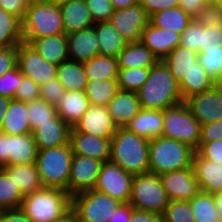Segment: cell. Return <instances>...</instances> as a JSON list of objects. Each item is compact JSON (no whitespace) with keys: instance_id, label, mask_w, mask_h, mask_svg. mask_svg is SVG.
I'll return each instance as SVG.
<instances>
[{"instance_id":"cell-1","label":"cell","mask_w":222,"mask_h":222,"mask_svg":"<svg viewBox=\"0 0 222 222\" xmlns=\"http://www.w3.org/2000/svg\"><path fill=\"white\" fill-rule=\"evenodd\" d=\"M143 109L164 110L184 102L179 84L162 60L150 68L148 79L137 91Z\"/></svg>"},{"instance_id":"cell-2","label":"cell","mask_w":222,"mask_h":222,"mask_svg":"<svg viewBox=\"0 0 222 222\" xmlns=\"http://www.w3.org/2000/svg\"><path fill=\"white\" fill-rule=\"evenodd\" d=\"M149 142L127 128H117L111 138L110 161L126 172L139 175L149 172Z\"/></svg>"},{"instance_id":"cell-3","label":"cell","mask_w":222,"mask_h":222,"mask_svg":"<svg viewBox=\"0 0 222 222\" xmlns=\"http://www.w3.org/2000/svg\"><path fill=\"white\" fill-rule=\"evenodd\" d=\"M72 209V196L65 190L42 187L26 195L20 210L32 222H54Z\"/></svg>"},{"instance_id":"cell-4","label":"cell","mask_w":222,"mask_h":222,"mask_svg":"<svg viewBox=\"0 0 222 222\" xmlns=\"http://www.w3.org/2000/svg\"><path fill=\"white\" fill-rule=\"evenodd\" d=\"M195 150L178 140L159 136L149 142V172L157 175L192 167Z\"/></svg>"},{"instance_id":"cell-5","label":"cell","mask_w":222,"mask_h":222,"mask_svg":"<svg viewBox=\"0 0 222 222\" xmlns=\"http://www.w3.org/2000/svg\"><path fill=\"white\" fill-rule=\"evenodd\" d=\"M73 152L70 144L38 150L36 167L43 187L68 192Z\"/></svg>"},{"instance_id":"cell-6","label":"cell","mask_w":222,"mask_h":222,"mask_svg":"<svg viewBox=\"0 0 222 222\" xmlns=\"http://www.w3.org/2000/svg\"><path fill=\"white\" fill-rule=\"evenodd\" d=\"M24 40H35L65 33L59 6L43 2L29 3L22 19Z\"/></svg>"},{"instance_id":"cell-7","label":"cell","mask_w":222,"mask_h":222,"mask_svg":"<svg viewBox=\"0 0 222 222\" xmlns=\"http://www.w3.org/2000/svg\"><path fill=\"white\" fill-rule=\"evenodd\" d=\"M169 201L159 175L151 172L134 175L129 203L136 210L162 216Z\"/></svg>"},{"instance_id":"cell-8","label":"cell","mask_w":222,"mask_h":222,"mask_svg":"<svg viewBox=\"0 0 222 222\" xmlns=\"http://www.w3.org/2000/svg\"><path fill=\"white\" fill-rule=\"evenodd\" d=\"M162 136L199 148L201 125L184 102L163 110Z\"/></svg>"},{"instance_id":"cell-9","label":"cell","mask_w":222,"mask_h":222,"mask_svg":"<svg viewBox=\"0 0 222 222\" xmlns=\"http://www.w3.org/2000/svg\"><path fill=\"white\" fill-rule=\"evenodd\" d=\"M120 204L108 194L94 189L72 196V210L79 222H108Z\"/></svg>"},{"instance_id":"cell-10","label":"cell","mask_w":222,"mask_h":222,"mask_svg":"<svg viewBox=\"0 0 222 222\" xmlns=\"http://www.w3.org/2000/svg\"><path fill=\"white\" fill-rule=\"evenodd\" d=\"M37 153L33 133L9 135L0 131V168L35 163Z\"/></svg>"},{"instance_id":"cell-11","label":"cell","mask_w":222,"mask_h":222,"mask_svg":"<svg viewBox=\"0 0 222 222\" xmlns=\"http://www.w3.org/2000/svg\"><path fill=\"white\" fill-rule=\"evenodd\" d=\"M134 175L111 161L102 164L94 190L108 194L121 203H129Z\"/></svg>"},{"instance_id":"cell-12","label":"cell","mask_w":222,"mask_h":222,"mask_svg":"<svg viewBox=\"0 0 222 222\" xmlns=\"http://www.w3.org/2000/svg\"><path fill=\"white\" fill-rule=\"evenodd\" d=\"M17 66L22 75L30 77L39 86L57 78L58 65L43 59L28 43L21 42L17 46Z\"/></svg>"},{"instance_id":"cell-13","label":"cell","mask_w":222,"mask_h":222,"mask_svg":"<svg viewBox=\"0 0 222 222\" xmlns=\"http://www.w3.org/2000/svg\"><path fill=\"white\" fill-rule=\"evenodd\" d=\"M149 15L140 3L114 10L109 22L118 30L127 43L139 42L142 31L149 24Z\"/></svg>"},{"instance_id":"cell-14","label":"cell","mask_w":222,"mask_h":222,"mask_svg":"<svg viewBox=\"0 0 222 222\" xmlns=\"http://www.w3.org/2000/svg\"><path fill=\"white\" fill-rule=\"evenodd\" d=\"M104 162L94 158L73 154L71 172L68 183V193L92 190Z\"/></svg>"},{"instance_id":"cell-15","label":"cell","mask_w":222,"mask_h":222,"mask_svg":"<svg viewBox=\"0 0 222 222\" xmlns=\"http://www.w3.org/2000/svg\"><path fill=\"white\" fill-rule=\"evenodd\" d=\"M184 103L200 125L222 120V94L214 88L192 95Z\"/></svg>"},{"instance_id":"cell-16","label":"cell","mask_w":222,"mask_h":222,"mask_svg":"<svg viewBox=\"0 0 222 222\" xmlns=\"http://www.w3.org/2000/svg\"><path fill=\"white\" fill-rule=\"evenodd\" d=\"M159 178L170 200L189 201L200 191L193 167L166 172Z\"/></svg>"},{"instance_id":"cell-17","label":"cell","mask_w":222,"mask_h":222,"mask_svg":"<svg viewBox=\"0 0 222 222\" xmlns=\"http://www.w3.org/2000/svg\"><path fill=\"white\" fill-rule=\"evenodd\" d=\"M117 130L108 108L91 105L70 131H79L102 138H112Z\"/></svg>"},{"instance_id":"cell-18","label":"cell","mask_w":222,"mask_h":222,"mask_svg":"<svg viewBox=\"0 0 222 222\" xmlns=\"http://www.w3.org/2000/svg\"><path fill=\"white\" fill-rule=\"evenodd\" d=\"M69 144L73 154L110 161L111 138H102L79 131H70Z\"/></svg>"},{"instance_id":"cell-19","label":"cell","mask_w":222,"mask_h":222,"mask_svg":"<svg viewBox=\"0 0 222 222\" xmlns=\"http://www.w3.org/2000/svg\"><path fill=\"white\" fill-rule=\"evenodd\" d=\"M180 38L181 34L167 29H160L149 22L142 31L140 41L160 61L180 44Z\"/></svg>"},{"instance_id":"cell-20","label":"cell","mask_w":222,"mask_h":222,"mask_svg":"<svg viewBox=\"0 0 222 222\" xmlns=\"http://www.w3.org/2000/svg\"><path fill=\"white\" fill-rule=\"evenodd\" d=\"M108 112L117 128H126L142 109L137 92L118 90L107 105Z\"/></svg>"},{"instance_id":"cell-21","label":"cell","mask_w":222,"mask_h":222,"mask_svg":"<svg viewBox=\"0 0 222 222\" xmlns=\"http://www.w3.org/2000/svg\"><path fill=\"white\" fill-rule=\"evenodd\" d=\"M69 59L84 63L99 55V41L94 26L67 35Z\"/></svg>"},{"instance_id":"cell-22","label":"cell","mask_w":222,"mask_h":222,"mask_svg":"<svg viewBox=\"0 0 222 222\" xmlns=\"http://www.w3.org/2000/svg\"><path fill=\"white\" fill-rule=\"evenodd\" d=\"M192 167L200 191L210 194L222 191L221 164L205 159L195 151Z\"/></svg>"},{"instance_id":"cell-23","label":"cell","mask_w":222,"mask_h":222,"mask_svg":"<svg viewBox=\"0 0 222 222\" xmlns=\"http://www.w3.org/2000/svg\"><path fill=\"white\" fill-rule=\"evenodd\" d=\"M71 127L59 116L51 123L40 124L33 132L38 150L54 148L69 143Z\"/></svg>"},{"instance_id":"cell-24","label":"cell","mask_w":222,"mask_h":222,"mask_svg":"<svg viewBox=\"0 0 222 222\" xmlns=\"http://www.w3.org/2000/svg\"><path fill=\"white\" fill-rule=\"evenodd\" d=\"M46 61L60 65L69 59L67 35L61 33L48 37L38 38L35 40H24Z\"/></svg>"},{"instance_id":"cell-25","label":"cell","mask_w":222,"mask_h":222,"mask_svg":"<svg viewBox=\"0 0 222 222\" xmlns=\"http://www.w3.org/2000/svg\"><path fill=\"white\" fill-rule=\"evenodd\" d=\"M65 34L94 26V21L85 0H75L59 6Z\"/></svg>"},{"instance_id":"cell-26","label":"cell","mask_w":222,"mask_h":222,"mask_svg":"<svg viewBox=\"0 0 222 222\" xmlns=\"http://www.w3.org/2000/svg\"><path fill=\"white\" fill-rule=\"evenodd\" d=\"M89 106V99L85 91H65L56 105V109L58 116L72 128L89 109Z\"/></svg>"},{"instance_id":"cell-27","label":"cell","mask_w":222,"mask_h":222,"mask_svg":"<svg viewBox=\"0 0 222 222\" xmlns=\"http://www.w3.org/2000/svg\"><path fill=\"white\" fill-rule=\"evenodd\" d=\"M126 128L147 139L162 136L163 111L142 108Z\"/></svg>"},{"instance_id":"cell-28","label":"cell","mask_w":222,"mask_h":222,"mask_svg":"<svg viewBox=\"0 0 222 222\" xmlns=\"http://www.w3.org/2000/svg\"><path fill=\"white\" fill-rule=\"evenodd\" d=\"M158 61L141 41L128 43L118 56L119 69L151 68Z\"/></svg>"},{"instance_id":"cell-29","label":"cell","mask_w":222,"mask_h":222,"mask_svg":"<svg viewBox=\"0 0 222 222\" xmlns=\"http://www.w3.org/2000/svg\"><path fill=\"white\" fill-rule=\"evenodd\" d=\"M94 28L99 41V55L118 58L127 41L109 21L95 23Z\"/></svg>"},{"instance_id":"cell-30","label":"cell","mask_w":222,"mask_h":222,"mask_svg":"<svg viewBox=\"0 0 222 222\" xmlns=\"http://www.w3.org/2000/svg\"><path fill=\"white\" fill-rule=\"evenodd\" d=\"M1 168L10 178H13L24 196L43 187L35 163L3 166Z\"/></svg>"},{"instance_id":"cell-31","label":"cell","mask_w":222,"mask_h":222,"mask_svg":"<svg viewBox=\"0 0 222 222\" xmlns=\"http://www.w3.org/2000/svg\"><path fill=\"white\" fill-rule=\"evenodd\" d=\"M27 102L12 99L3 119L0 131L9 135H22L31 133L27 115Z\"/></svg>"},{"instance_id":"cell-32","label":"cell","mask_w":222,"mask_h":222,"mask_svg":"<svg viewBox=\"0 0 222 222\" xmlns=\"http://www.w3.org/2000/svg\"><path fill=\"white\" fill-rule=\"evenodd\" d=\"M180 92L183 101L195 94L205 92L213 88V78L210 77L201 66L200 61L196 60V66L192 67L183 75L179 83Z\"/></svg>"},{"instance_id":"cell-33","label":"cell","mask_w":222,"mask_h":222,"mask_svg":"<svg viewBox=\"0 0 222 222\" xmlns=\"http://www.w3.org/2000/svg\"><path fill=\"white\" fill-rule=\"evenodd\" d=\"M196 60H198L197 52L178 45L162 61L170 69L173 78L179 84L183 75L196 66Z\"/></svg>"},{"instance_id":"cell-34","label":"cell","mask_w":222,"mask_h":222,"mask_svg":"<svg viewBox=\"0 0 222 222\" xmlns=\"http://www.w3.org/2000/svg\"><path fill=\"white\" fill-rule=\"evenodd\" d=\"M57 79L66 91H85L88 84L83 63L71 59L58 65Z\"/></svg>"},{"instance_id":"cell-35","label":"cell","mask_w":222,"mask_h":222,"mask_svg":"<svg viewBox=\"0 0 222 222\" xmlns=\"http://www.w3.org/2000/svg\"><path fill=\"white\" fill-rule=\"evenodd\" d=\"M193 18L179 6L156 12L149 22L160 29H167L181 34Z\"/></svg>"},{"instance_id":"cell-36","label":"cell","mask_w":222,"mask_h":222,"mask_svg":"<svg viewBox=\"0 0 222 222\" xmlns=\"http://www.w3.org/2000/svg\"><path fill=\"white\" fill-rule=\"evenodd\" d=\"M88 81L117 79L119 73L118 58L96 55L83 63Z\"/></svg>"},{"instance_id":"cell-37","label":"cell","mask_w":222,"mask_h":222,"mask_svg":"<svg viewBox=\"0 0 222 222\" xmlns=\"http://www.w3.org/2000/svg\"><path fill=\"white\" fill-rule=\"evenodd\" d=\"M24 42L22 19L0 8V49Z\"/></svg>"},{"instance_id":"cell-38","label":"cell","mask_w":222,"mask_h":222,"mask_svg":"<svg viewBox=\"0 0 222 222\" xmlns=\"http://www.w3.org/2000/svg\"><path fill=\"white\" fill-rule=\"evenodd\" d=\"M119 90L117 79L88 81L85 94L91 105L107 107L110 100Z\"/></svg>"},{"instance_id":"cell-39","label":"cell","mask_w":222,"mask_h":222,"mask_svg":"<svg viewBox=\"0 0 222 222\" xmlns=\"http://www.w3.org/2000/svg\"><path fill=\"white\" fill-rule=\"evenodd\" d=\"M189 203L195 222H221L213 194L199 191Z\"/></svg>"},{"instance_id":"cell-40","label":"cell","mask_w":222,"mask_h":222,"mask_svg":"<svg viewBox=\"0 0 222 222\" xmlns=\"http://www.w3.org/2000/svg\"><path fill=\"white\" fill-rule=\"evenodd\" d=\"M24 197L13 178L0 168V210L20 209Z\"/></svg>"},{"instance_id":"cell-41","label":"cell","mask_w":222,"mask_h":222,"mask_svg":"<svg viewBox=\"0 0 222 222\" xmlns=\"http://www.w3.org/2000/svg\"><path fill=\"white\" fill-rule=\"evenodd\" d=\"M27 115L33 133L40 124L51 123V120L58 117L55 105L49 104L43 99L27 102Z\"/></svg>"},{"instance_id":"cell-42","label":"cell","mask_w":222,"mask_h":222,"mask_svg":"<svg viewBox=\"0 0 222 222\" xmlns=\"http://www.w3.org/2000/svg\"><path fill=\"white\" fill-rule=\"evenodd\" d=\"M150 68L119 69L118 88L123 91L137 92L148 79Z\"/></svg>"},{"instance_id":"cell-43","label":"cell","mask_w":222,"mask_h":222,"mask_svg":"<svg viewBox=\"0 0 222 222\" xmlns=\"http://www.w3.org/2000/svg\"><path fill=\"white\" fill-rule=\"evenodd\" d=\"M163 222H195L189 201L170 200L162 214Z\"/></svg>"},{"instance_id":"cell-44","label":"cell","mask_w":222,"mask_h":222,"mask_svg":"<svg viewBox=\"0 0 222 222\" xmlns=\"http://www.w3.org/2000/svg\"><path fill=\"white\" fill-rule=\"evenodd\" d=\"M198 60L207 74L214 79L222 70V47L221 50H200Z\"/></svg>"},{"instance_id":"cell-45","label":"cell","mask_w":222,"mask_h":222,"mask_svg":"<svg viewBox=\"0 0 222 222\" xmlns=\"http://www.w3.org/2000/svg\"><path fill=\"white\" fill-rule=\"evenodd\" d=\"M222 25H201V50H221Z\"/></svg>"},{"instance_id":"cell-46","label":"cell","mask_w":222,"mask_h":222,"mask_svg":"<svg viewBox=\"0 0 222 222\" xmlns=\"http://www.w3.org/2000/svg\"><path fill=\"white\" fill-rule=\"evenodd\" d=\"M94 23L109 21L114 7L110 0H85Z\"/></svg>"},{"instance_id":"cell-47","label":"cell","mask_w":222,"mask_h":222,"mask_svg":"<svg viewBox=\"0 0 222 222\" xmlns=\"http://www.w3.org/2000/svg\"><path fill=\"white\" fill-rule=\"evenodd\" d=\"M180 46L187 47L197 53L201 50V24L194 19L188 27L181 33Z\"/></svg>"},{"instance_id":"cell-48","label":"cell","mask_w":222,"mask_h":222,"mask_svg":"<svg viewBox=\"0 0 222 222\" xmlns=\"http://www.w3.org/2000/svg\"><path fill=\"white\" fill-rule=\"evenodd\" d=\"M21 83V72L16 66L14 69L6 71L0 77V96L14 99V95Z\"/></svg>"},{"instance_id":"cell-49","label":"cell","mask_w":222,"mask_h":222,"mask_svg":"<svg viewBox=\"0 0 222 222\" xmlns=\"http://www.w3.org/2000/svg\"><path fill=\"white\" fill-rule=\"evenodd\" d=\"M39 90L40 86L35 81L21 73V83L16 90L14 100L28 102L40 99Z\"/></svg>"},{"instance_id":"cell-50","label":"cell","mask_w":222,"mask_h":222,"mask_svg":"<svg viewBox=\"0 0 222 222\" xmlns=\"http://www.w3.org/2000/svg\"><path fill=\"white\" fill-rule=\"evenodd\" d=\"M193 19L203 26L222 25V7L217 3H208Z\"/></svg>"},{"instance_id":"cell-51","label":"cell","mask_w":222,"mask_h":222,"mask_svg":"<svg viewBox=\"0 0 222 222\" xmlns=\"http://www.w3.org/2000/svg\"><path fill=\"white\" fill-rule=\"evenodd\" d=\"M39 91L41 99L56 106L60 102L66 90L61 85L59 80L54 78L40 86Z\"/></svg>"},{"instance_id":"cell-52","label":"cell","mask_w":222,"mask_h":222,"mask_svg":"<svg viewBox=\"0 0 222 222\" xmlns=\"http://www.w3.org/2000/svg\"><path fill=\"white\" fill-rule=\"evenodd\" d=\"M196 152L201 157L222 165V139L212 142H200Z\"/></svg>"},{"instance_id":"cell-53","label":"cell","mask_w":222,"mask_h":222,"mask_svg":"<svg viewBox=\"0 0 222 222\" xmlns=\"http://www.w3.org/2000/svg\"><path fill=\"white\" fill-rule=\"evenodd\" d=\"M222 139V120L201 125L200 142H212Z\"/></svg>"},{"instance_id":"cell-54","label":"cell","mask_w":222,"mask_h":222,"mask_svg":"<svg viewBox=\"0 0 222 222\" xmlns=\"http://www.w3.org/2000/svg\"><path fill=\"white\" fill-rule=\"evenodd\" d=\"M17 66V46L0 49V77Z\"/></svg>"},{"instance_id":"cell-55","label":"cell","mask_w":222,"mask_h":222,"mask_svg":"<svg viewBox=\"0 0 222 222\" xmlns=\"http://www.w3.org/2000/svg\"><path fill=\"white\" fill-rule=\"evenodd\" d=\"M139 3L145 8L150 17L156 12L166 10L171 7H177L179 0H139Z\"/></svg>"},{"instance_id":"cell-56","label":"cell","mask_w":222,"mask_h":222,"mask_svg":"<svg viewBox=\"0 0 222 222\" xmlns=\"http://www.w3.org/2000/svg\"><path fill=\"white\" fill-rule=\"evenodd\" d=\"M29 2L27 0H0V8L23 19Z\"/></svg>"},{"instance_id":"cell-57","label":"cell","mask_w":222,"mask_h":222,"mask_svg":"<svg viewBox=\"0 0 222 222\" xmlns=\"http://www.w3.org/2000/svg\"><path fill=\"white\" fill-rule=\"evenodd\" d=\"M207 4L206 0H179L178 6L194 18Z\"/></svg>"},{"instance_id":"cell-58","label":"cell","mask_w":222,"mask_h":222,"mask_svg":"<svg viewBox=\"0 0 222 222\" xmlns=\"http://www.w3.org/2000/svg\"><path fill=\"white\" fill-rule=\"evenodd\" d=\"M134 209L130 203H121L108 222H130Z\"/></svg>"},{"instance_id":"cell-59","label":"cell","mask_w":222,"mask_h":222,"mask_svg":"<svg viewBox=\"0 0 222 222\" xmlns=\"http://www.w3.org/2000/svg\"><path fill=\"white\" fill-rule=\"evenodd\" d=\"M0 222H32L20 209L4 210L0 213Z\"/></svg>"},{"instance_id":"cell-60","label":"cell","mask_w":222,"mask_h":222,"mask_svg":"<svg viewBox=\"0 0 222 222\" xmlns=\"http://www.w3.org/2000/svg\"><path fill=\"white\" fill-rule=\"evenodd\" d=\"M130 222H163L162 216L134 209Z\"/></svg>"},{"instance_id":"cell-61","label":"cell","mask_w":222,"mask_h":222,"mask_svg":"<svg viewBox=\"0 0 222 222\" xmlns=\"http://www.w3.org/2000/svg\"><path fill=\"white\" fill-rule=\"evenodd\" d=\"M11 101H12L11 98H8L5 96H0V130L2 128L4 116L7 112V109L9 107Z\"/></svg>"},{"instance_id":"cell-62","label":"cell","mask_w":222,"mask_h":222,"mask_svg":"<svg viewBox=\"0 0 222 222\" xmlns=\"http://www.w3.org/2000/svg\"><path fill=\"white\" fill-rule=\"evenodd\" d=\"M114 9H124L139 3V0H110Z\"/></svg>"},{"instance_id":"cell-63","label":"cell","mask_w":222,"mask_h":222,"mask_svg":"<svg viewBox=\"0 0 222 222\" xmlns=\"http://www.w3.org/2000/svg\"><path fill=\"white\" fill-rule=\"evenodd\" d=\"M214 202L219 214L220 220H222V191H218L213 194Z\"/></svg>"},{"instance_id":"cell-64","label":"cell","mask_w":222,"mask_h":222,"mask_svg":"<svg viewBox=\"0 0 222 222\" xmlns=\"http://www.w3.org/2000/svg\"><path fill=\"white\" fill-rule=\"evenodd\" d=\"M54 222H79V220L75 212L71 209L63 217Z\"/></svg>"},{"instance_id":"cell-65","label":"cell","mask_w":222,"mask_h":222,"mask_svg":"<svg viewBox=\"0 0 222 222\" xmlns=\"http://www.w3.org/2000/svg\"><path fill=\"white\" fill-rule=\"evenodd\" d=\"M213 88L222 94V70L220 73L213 79Z\"/></svg>"},{"instance_id":"cell-66","label":"cell","mask_w":222,"mask_h":222,"mask_svg":"<svg viewBox=\"0 0 222 222\" xmlns=\"http://www.w3.org/2000/svg\"><path fill=\"white\" fill-rule=\"evenodd\" d=\"M46 1L49 3L55 4L57 6H61L63 4H66L67 2L75 1V0H46Z\"/></svg>"},{"instance_id":"cell-67","label":"cell","mask_w":222,"mask_h":222,"mask_svg":"<svg viewBox=\"0 0 222 222\" xmlns=\"http://www.w3.org/2000/svg\"><path fill=\"white\" fill-rule=\"evenodd\" d=\"M29 3H33V2H43L45 0H27Z\"/></svg>"},{"instance_id":"cell-68","label":"cell","mask_w":222,"mask_h":222,"mask_svg":"<svg viewBox=\"0 0 222 222\" xmlns=\"http://www.w3.org/2000/svg\"><path fill=\"white\" fill-rule=\"evenodd\" d=\"M208 3H217L218 0H206Z\"/></svg>"},{"instance_id":"cell-69","label":"cell","mask_w":222,"mask_h":222,"mask_svg":"<svg viewBox=\"0 0 222 222\" xmlns=\"http://www.w3.org/2000/svg\"><path fill=\"white\" fill-rule=\"evenodd\" d=\"M217 4H219L222 7V0H218Z\"/></svg>"}]
</instances>
